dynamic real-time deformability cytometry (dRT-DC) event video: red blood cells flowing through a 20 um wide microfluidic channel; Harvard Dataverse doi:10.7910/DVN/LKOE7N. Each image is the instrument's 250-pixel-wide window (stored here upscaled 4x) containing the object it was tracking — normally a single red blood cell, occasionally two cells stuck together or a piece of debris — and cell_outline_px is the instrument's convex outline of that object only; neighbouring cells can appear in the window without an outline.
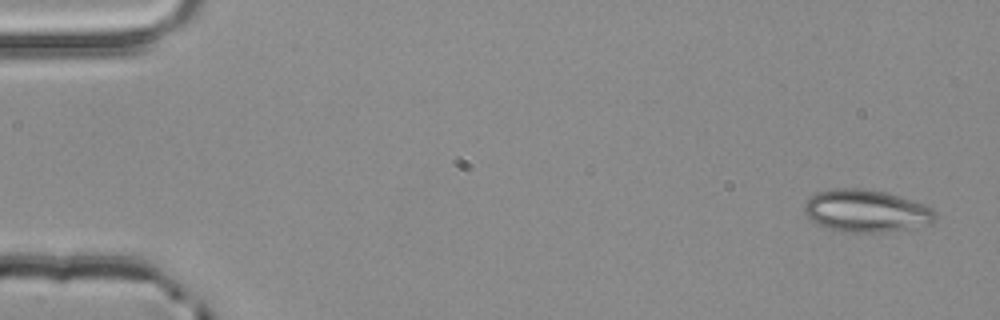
{"species": "common noctule bat (a hibernating species)", "species_latin": "Nyctalus noctula", "temperature_condition": "room temperature", "stored_images_in_passage": 4, "camera_frame_rate_fps": 3000, "um_per_image_px": 0.085, "animal": {"sex": "male", "body_mass_g": 20.4}, "frame": {"image": 1, "passage_image": 1, "time_ms": 0.0, "image_size_px": [1000, 320], "cell_outline_px": [[936, 220], [928, 224], [884, 232], [840, 232], [828, 228], [812, 220], [804, 212], [804, 204], [816, 192], [836, 188], [860, 188], [884, 192], [900, 196], [924, 204], [932, 208], [936, 212]], "centroid_in_image_um": [73.63, 17.92], "position_along_channel_um": 11.4, "area_um2": 32.14}}